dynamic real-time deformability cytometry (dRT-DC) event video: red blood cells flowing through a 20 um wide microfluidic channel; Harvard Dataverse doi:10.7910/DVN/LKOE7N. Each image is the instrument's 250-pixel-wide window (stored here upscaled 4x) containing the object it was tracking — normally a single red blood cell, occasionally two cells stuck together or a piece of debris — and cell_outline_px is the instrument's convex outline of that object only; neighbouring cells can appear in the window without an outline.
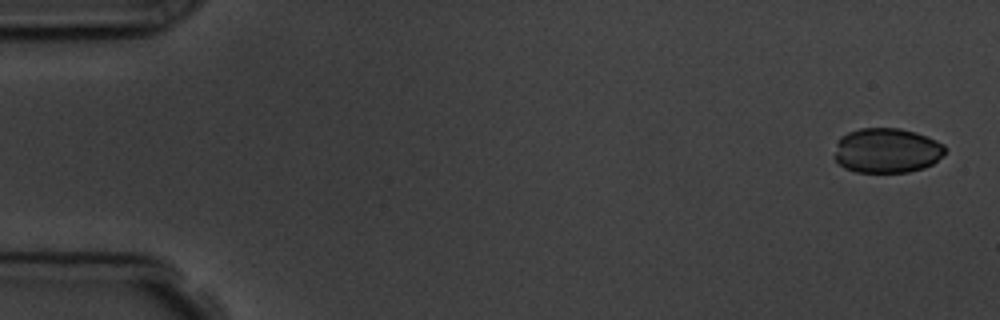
{"species": "common noctule bat (a hibernating species)", "species_latin": "Nyctalus noctula", "temperature_condition": "room temperature", "stored_images_in_passage": 5, "camera_frame_rate_fps": 3000, "um_per_image_px": 0.085, "animal": {"sex": "male", "body_mass_g": 19.5, "forearm_length_mm": 54.6}, "frame": {"image": 1, "passage_image": 1, "time_ms": 0.0, "image_size_px": [1000, 320], "cell_outline_px": [[948, 148], [944, 156], [932, 164], [924, 168], [908, 172], [856, 172], [844, 168], [832, 156], [836, 144], [840, 136], [848, 132], [860, 128], [900, 128], [916, 132], [936, 140], [944, 144]], "centroid_in_image_um": [75.39, 12.79], "position_along_channel_um": 9.6, "area_um2": 29.42}}